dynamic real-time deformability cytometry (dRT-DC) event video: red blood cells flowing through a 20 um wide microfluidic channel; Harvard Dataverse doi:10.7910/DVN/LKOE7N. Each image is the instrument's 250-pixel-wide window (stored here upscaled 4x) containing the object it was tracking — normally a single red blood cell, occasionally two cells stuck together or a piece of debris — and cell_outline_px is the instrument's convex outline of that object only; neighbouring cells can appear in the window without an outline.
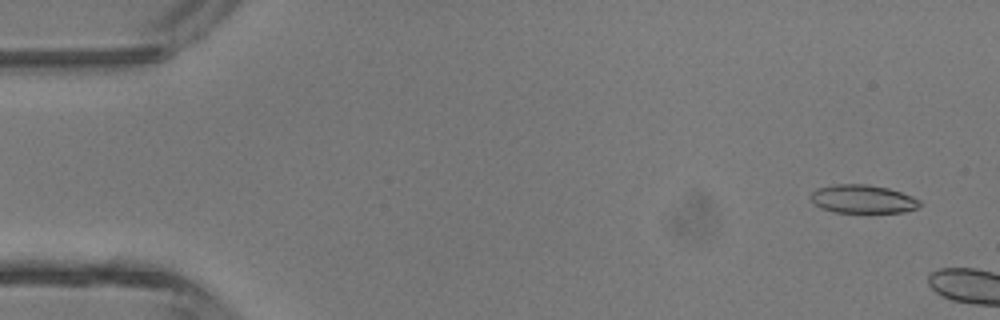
{"species": "common noctule bat (a hibernating species)", "species_latin": "Nyctalus noctula", "temperature_condition": "room temperature", "stored_images_in_passage": 6, "camera_frame_rate_fps": 3000, "um_per_image_px": 0.085, "animal": {"sex": "male", "body_mass_g": 13.3}, "frame": {"image": 1, "passage_image": 1, "time_ms": 0.0, "image_size_px": [1000, 320], "cell_outline_px": [[920, 204], [916, 208], [904, 212], [832, 212], [820, 208], [808, 196], [816, 188], [832, 184], [868, 184], [888, 188], [912, 196], [920, 200]], "centroid_in_image_um": [73.29, 16.91], "position_along_channel_um": 11.7, "area_um2": 18.09}}